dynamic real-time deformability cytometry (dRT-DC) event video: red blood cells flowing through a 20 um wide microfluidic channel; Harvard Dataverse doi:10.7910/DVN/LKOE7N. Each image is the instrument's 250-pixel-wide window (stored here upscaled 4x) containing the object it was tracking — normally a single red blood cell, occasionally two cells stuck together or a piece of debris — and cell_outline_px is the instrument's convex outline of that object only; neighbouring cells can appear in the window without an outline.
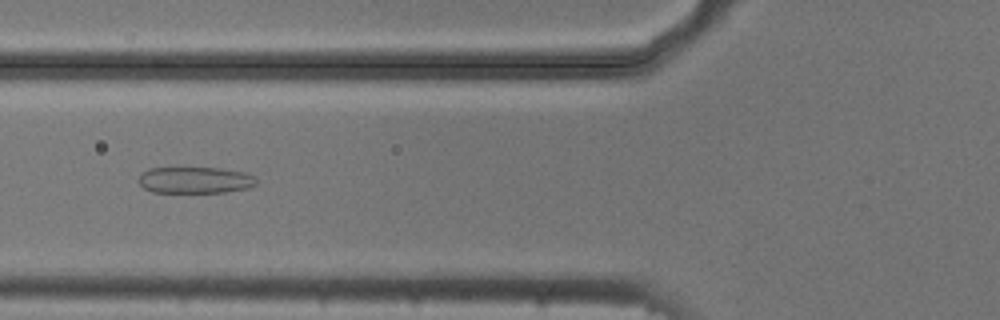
{"species": "common noctule bat (a hibernating species)", "species_latin": "Nyctalus noctula", "temperature_condition": "cold", "stored_images_in_passage": 51, "camera_frame_rate_fps": 3000, "um_per_image_px": 0.085, "animal": {"sex": "male", "body_mass_g": 20.5, "forearm_length_mm": 52.5}, "frame": {"image": 1, "passage_image": 18, "time_ms": 5.667, "image_size_px": [1000, 320], "cell_outline_px": [[256, 184], [248, 188], [224, 192], [152, 192], [144, 188], [136, 180], [148, 168], [220, 168], [244, 172], [252, 176], [256, 180]], "centroid_in_image_um": [16.55, 15.31], "position_along_channel_um": 109.2, "area_um2": 18.03}}
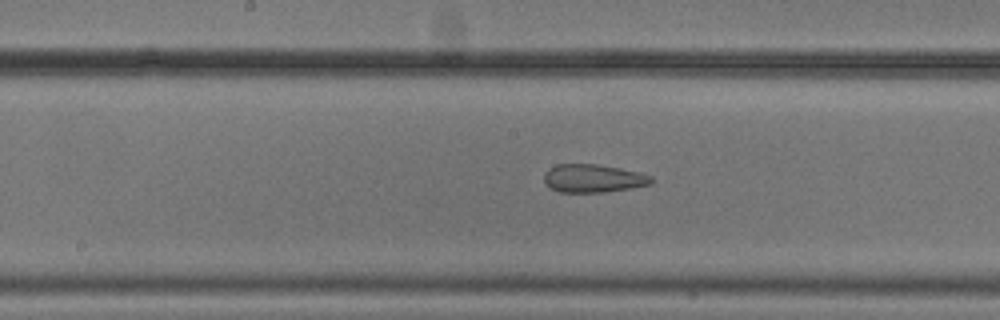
{"frame": {"image": 2, "passage_image": 25, "time_ms": 8.0, "image_size_px": [1000, 320], "cell_outline_px": [[652, 184], [604, 192], [560, 192], [548, 188], [544, 184], [544, 172], [548, 168], [556, 164], [596, 164], [620, 168], [640, 172], [652, 176]], "centroid_in_image_um": [50.37, 15.15], "position_along_channel_um": 197.8, "area_um2": 17.74}}
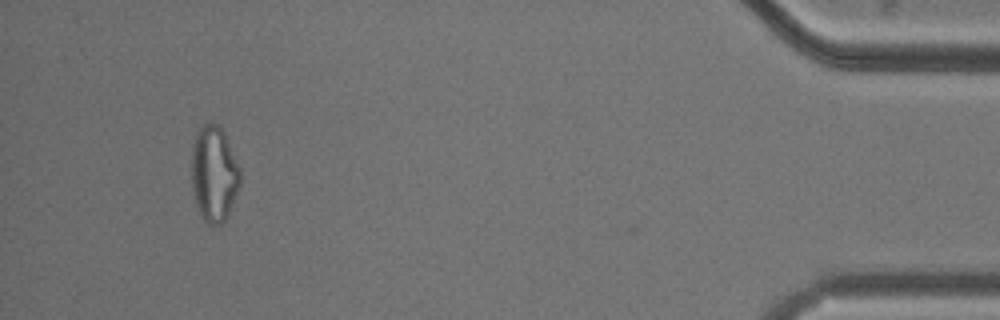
{"frame": {"image": 3, "passage_image": 48, "time_ms": 15.667, "image_size_px": [1000, 320], "cell_outline_px": [[240, 184], [228, 212], [224, 220], [220, 224], [208, 224], [200, 216], [196, 204], [192, 188], [192, 144], [196, 132], [204, 124], [216, 124], [224, 132], [240, 168]], "centroid_in_image_um": [18.17, 14.77], "position_along_channel_um": 417.0, "area_um2": 26.82}, "authors_computed_cell_mechanics": {"area_um2": 24.6806, "velocity_mm_per_s": 3.7563, "shape_relaxation_time_tau1_ms": null, "shape_relaxation_time_tau2_ms": 1.7672, "deformation_change_tau1": null, "deformation_change_tau2": 0.0877}}